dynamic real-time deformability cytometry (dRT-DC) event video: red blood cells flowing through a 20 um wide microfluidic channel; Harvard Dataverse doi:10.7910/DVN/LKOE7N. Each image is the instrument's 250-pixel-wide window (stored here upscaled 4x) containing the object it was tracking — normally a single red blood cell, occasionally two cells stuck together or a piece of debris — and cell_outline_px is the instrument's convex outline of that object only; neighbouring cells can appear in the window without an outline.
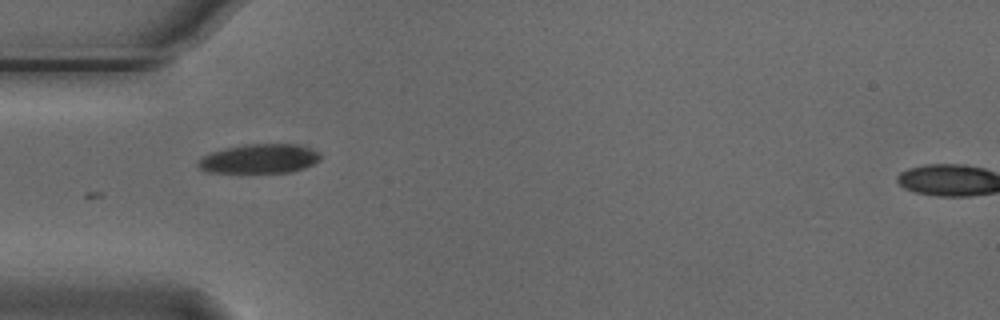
{"species": "Egyptian fruit bat (a non-hibernating species)", "species_latin": "Rousettus aegyptiacus", "temperature_condition": "cold", "stored_images_in_passage": 39, "camera_frame_rate_fps": 3000, "um_per_image_px": 0.085, "animal": {"sex": "male"}, "frame": {"image": 1, "passage_image": 1, "time_ms": 0.0, "image_size_px": [1000, 320], "cell_outline_px": [[320, 160], [304, 168], [292, 172], [208, 172], [200, 168], [196, 164], [204, 156], [212, 152], [224, 148], [248, 144], [296, 144], [308, 148], [316, 152], [320, 156]], "centroid_in_image_um": [22.04, 13.49], "position_along_channel_um": 63.0, "area_um2": 20.52}}
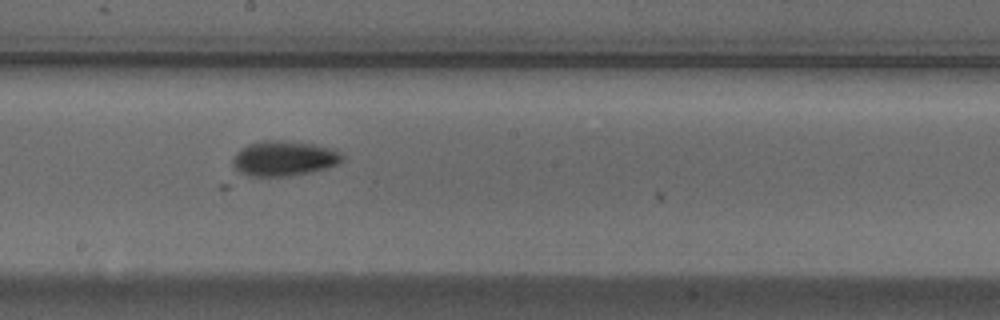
{"frame": {"image": 2, "passage_image": 14, "time_ms": 4.333, "image_size_px": [1000, 320], "cell_outline_px": [[344, 160], [328, 168], [312, 172], [288, 176], [236, 176], [232, 164], [232, 160], [236, 152], [240, 148], [248, 144], [260, 140], [284, 140], [316, 144], [332, 148], [340, 152], [344, 156]], "centroid_in_image_um": [24.08, 13.47], "position_along_channel_um": 224.1, "area_um2": 23.12}}
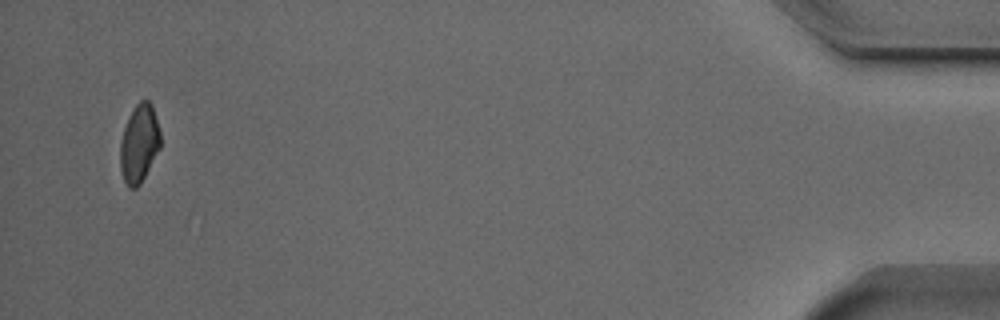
{"frame": {"image": 3, "passage_image": 37, "time_ms": 12.0, "image_size_px": [1000, 320], "cell_outline_px": [[160, 148], [140, 184], [136, 188], [128, 188], [124, 180], [120, 168], [120, 140], [128, 116], [136, 104], [140, 100], [148, 100], [152, 104], [160, 132]], "centroid_in_image_um": [11.82, 12.19], "position_along_channel_um": 423.4, "area_um2": 18.32}}